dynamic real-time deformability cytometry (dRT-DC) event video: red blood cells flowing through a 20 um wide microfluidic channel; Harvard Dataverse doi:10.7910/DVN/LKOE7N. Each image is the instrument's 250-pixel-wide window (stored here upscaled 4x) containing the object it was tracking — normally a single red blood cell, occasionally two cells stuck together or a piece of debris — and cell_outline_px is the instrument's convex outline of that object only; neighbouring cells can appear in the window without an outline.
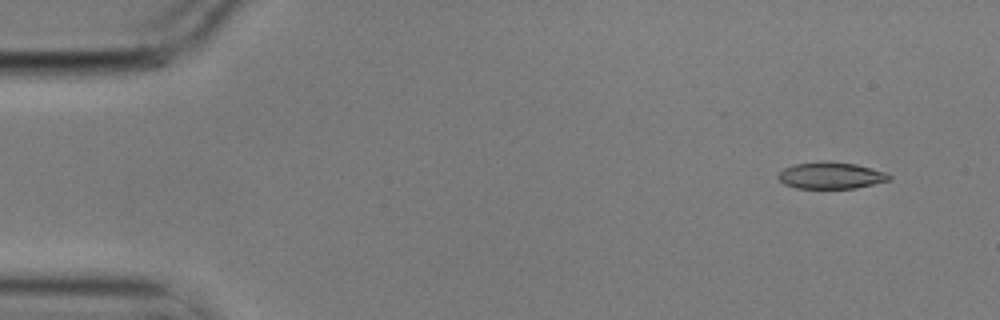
{"species": "common noctule bat (a hibernating species)", "species_latin": "Nyctalus noctula", "temperature_condition": "cold", "stored_images_in_passage": 6, "camera_frame_rate_fps": 3000, "um_per_image_px": 0.085, "animal": {"sex": "male", "body_mass_g": 17.9}, "frame": {"image": 1, "passage_image": 2, "time_ms": 0.333, "image_size_px": [1000, 320], "cell_outline_px": [[892, 180], [856, 188], [796, 188], [784, 184], [776, 176], [784, 168], [796, 164], [832, 160], [856, 164], [888, 172], [892, 176]], "centroid_in_image_um": [70.68, 14.91], "position_along_channel_um": 14.3, "area_um2": 17.46}}
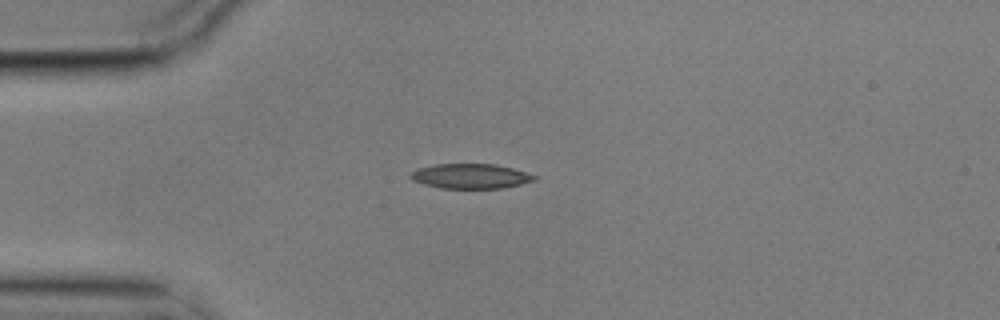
{"frame": {"image": 2, "passage_image": 5, "time_ms": 1.333, "image_size_px": [1000, 320], "cell_outline_px": [[536, 180], [520, 184], [500, 188], [440, 188], [424, 184], [412, 180], [408, 176], [416, 168], [436, 164], [496, 164], [512, 168], [536, 176]], "centroid_in_image_um": [39.95, 14.97], "position_along_channel_um": 45.1, "area_um2": 17.8}}